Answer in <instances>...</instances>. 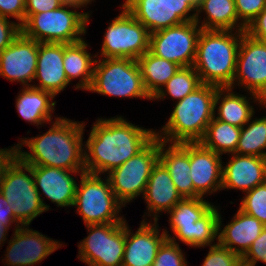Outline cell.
Instances as JSON below:
<instances>
[{"label":"cell","instance_id":"cell-1","mask_svg":"<svg viewBox=\"0 0 266 266\" xmlns=\"http://www.w3.org/2000/svg\"><path fill=\"white\" fill-rule=\"evenodd\" d=\"M96 120L84 142V165L90 174L107 175L155 137L156 129L139 127L123 116Z\"/></svg>","mask_w":266,"mask_h":266},{"label":"cell","instance_id":"cell-2","mask_svg":"<svg viewBox=\"0 0 266 266\" xmlns=\"http://www.w3.org/2000/svg\"><path fill=\"white\" fill-rule=\"evenodd\" d=\"M51 123L49 130L42 135L19 138L21 140L16 144V156L29 166L86 171L83 142L86 122L55 117ZM23 145L30 152L24 151Z\"/></svg>","mask_w":266,"mask_h":266},{"label":"cell","instance_id":"cell-3","mask_svg":"<svg viewBox=\"0 0 266 266\" xmlns=\"http://www.w3.org/2000/svg\"><path fill=\"white\" fill-rule=\"evenodd\" d=\"M243 32L202 29L193 64L202 84L232 86Z\"/></svg>","mask_w":266,"mask_h":266},{"label":"cell","instance_id":"cell-4","mask_svg":"<svg viewBox=\"0 0 266 266\" xmlns=\"http://www.w3.org/2000/svg\"><path fill=\"white\" fill-rule=\"evenodd\" d=\"M219 87L201 84L176 101L166 124L155 136L168 143L199 142L214 118V101Z\"/></svg>","mask_w":266,"mask_h":266},{"label":"cell","instance_id":"cell-5","mask_svg":"<svg viewBox=\"0 0 266 266\" xmlns=\"http://www.w3.org/2000/svg\"><path fill=\"white\" fill-rule=\"evenodd\" d=\"M170 230L164 229L167 239L186 246L204 248L216 245L219 229V207L204 198H182L168 213Z\"/></svg>","mask_w":266,"mask_h":266},{"label":"cell","instance_id":"cell-6","mask_svg":"<svg viewBox=\"0 0 266 266\" xmlns=\"http://www.w3.org/2000/svg\"><path fill=\"white\" fill-rule=\"evenodd\" d=\"M78 8L84 6L76 2L64 3L55 10L32 14L21 26V32L40 43L79 42L84 39L82 35L87 33L91 13L88 11L80 13L77 11Z\"/></svg>","mask_w":266,"mask_h":266},{"label":"cell","instance_id":"cell-7","mask_svg":"<svg viewBox=\"0 0 266 266\" xmlns=\"http://www.w3.org/2000/svg\"><path fill=\"white\" fill-rule=\"evenodd\" d=\"M77 184L73 206L86 225L121 223L125 207L115 196L108 177L83 173ZM120 214V215H119Z\"/></svg>","mask_w":266,"mask_h":266},{"label":"cell","instance_id":"cell-8","mask_svg":"<svg viewBox=\"0 0 266 266\" xmlns=\"http://www.w3.org/2000/svg\"><path fill=\"white\" fill-rule=\"evenodd\" d=\"M89 92L116 98L152 100L147 93L136 60L96 58Z\"/></svg>","mask_w":266,"mask_h":266},{"label":"cell","instance_id":"cell-9","mask_svg":"<svg viewBox=\"0 0 266 266\" xmlns=\"http://www.w3.org/2000/svg\"><path fill=\"white\" fill-rule=\"evenodd\" d=\"M0 192L11 205L21 226H30L38 215L46 212L35 186L32 166L23 163L17 156L4 171Z\"/></svg>","mask_w":266,"mask_h":266},{"label":"cell","instance_id":"cell-10","mask_svg":"<svg viewBox=\"0 0 266 266\" xmlns=\"http://www.w3.org/2000/svg\"><path fill=\"white\" fill-rule=\"evenodd\" d=\"M104 33L98 58H129L137 60L149 51L150 33L123 5Z\"/></svg>","mask_w":266,"mask_h":266},{"label":"cell","instance_id":"cell-11","mask_svg":"<svg viewBox=\"0 0 266 266\" xmlns=\"http://www.w3.org/2000/svg\"><path fill=\"white\" fill-rule=\"evenodd\" d=\"M159 161V138L154 137L140 152L107 174L116 198L126 206L145 193L149 176Z\"/></svg>","mask_w":266,"mask_h":266},{"label":"cell","instance_id":"cell-12","mask_svg":"<svg viewBox=\"0 0 266 266\" xmlns=\"http://www.w3.org/2000/svg\"><path fill=\"white\" fill-rule=\"evenodd\" d=\"M88 236L78 243L77 258L88 266H122L125 221L86 225Z\"/></svg>","mask_w":266,"mask_h":266},{"label":"cell","instance_id":"cell-13","mask_svg":"<svg viewBox=\"0 0 266 266\" xmlns=\"http://www.w3.org/2000/svg\"><path fill=\"white\" fill-rule=\"evenodd\" d=\"M202 28L195 21L183 22L150 34L149 51L180 67L193 66Z\"/></svg>","mask_w":266,"mask_h":266},{"label":"cell","instance_id":"cell-14","mask_svg":"<svg viewBox=\"0 0 266 266\" xmlns=\"http://www.w3.org/2000/svg\"><path fill=\"white\" fill-rule=\"evenodd\" d=\"M236 85L259 97L266 92V42L251 37L245 31L241 36L236 71L230 88L234 89Z\"/></svg>","mask_w":266,"mask_h":266},{"label":"cell","instance_id":"cell-15","mask_svg":"<svg viewBox=\"0 0 266 266\" xmlns=\"http://www.w3.org/2000/svg\"><path fill=\"white\" fill-rule=\"evenodd\" d=\"M5 257L8 266H36L64 244L30 229L29 226H14Z\"/></svg>","mask_w":266,"mask_h":266},{"label":"cell","instance_id":"cell-16","mask_svg":"<svg viewBox=\"0 0 266 266\" xmlns=\"http://www.w3.org/2000/svg\"><path fill=\"white\" fill-rule=\"evenodd\" d=\"M39 42L22 32L0 52V76L23 87L35 82ZM33 80V81H32Z\"/></svg>","mask_w":266,"mask_h":266},{"label":"cell","instance_id":"cell-17","mask_svg":"<svg viewBox=\"0 0 266 266\" xmlns=\"http://www.w3.org/2000/svg\"><path fill=\"white\" fill-rule=\"evenodd\" d=\"M148 220L142 219L135 233L130 230L125 220V249L122 266L153 265L158 249L167 237L164 229L160 234L158 222Z\"/></svg>","mask_w":266,"mask_h":266},{"label":"cell","instance_id":"cell-18","mask_svg":"<svg viewBox=\"0 0 266 266\" xmlns=\"http://www.w3.org/2000/svg\"><path fill=\"white\" fill-rule=\"evenodd\" d=\"M222 155L204 147L200 142H190V178L193 198H205L222 190Z\"/></svg>","mask_w":266,"mask_h":266},{"label":"cell","instance_id":"cell-19","mask_svg":"<svg viewBox=\"0 0 266 266\" xmlns=\"http://www.w3.org/2000/svg\"><path fill=\"white\" fill-rule=\"evenodd\" d=\"M86 171H70L48 166H32L36 189L46 211L50 206L44 203L43 193L57 207H73L78 182L71 173L81 176ZM75 179V180H74ZM42 193H41V191Z\"/></svg>","mask_w":266,"mask_h":266},{"label":"cell","instance_id":"cell-20","mask_svg":"<svg viewBox=\"0 0 266 266\" xmlns=\"http://www.w3.org/2000/svg\"><path fill=\"white\" fill-rule=\"evenodd\" d=\"M266 182V158L232 153L222 167V190L246 193Z\"/></svg>","mask_w":266,"mask_h":266},{"label":"cell","instance_id":"cell-21","mask_svg":"<svg viewBox=\"0 0 266 266\" xmlns=\"http://www.w3.org/2000/svg\"><path fill=\"white\" fill-rule=\"evenodd\" d=\"M64 43H40L38 46L37 67L31 85L35 88L51 92L54 96L64 91L70 84L64 67Z\"/></svg>","mask_w":266,"mask_h":266},{"label":"cell","instance_id":"cell-22","mask_svg":"<svg viewBox=\"0 0 266 266\" xmlns=\"http://www.w3.org/2000/svg\"><path fill=\"white\" fill-rule=\"evenodd\" d=\"M142 197L147 204V212L142 217L150 216L153 222H158L160 213H168L182 199L168 170L160 161L153 167Z\"/></svg>","mask_w":266,"mask_h":266},{"label":"cell","instance_id":"cell-23","mask_svg":"<svg viewBox=\"0 0 266 266\" xmlns=\"http://www.w3.org/2000/svg\"><path fill=\"white\" fill-rule=\"evenodd\" d=\"M218 220V243L241 257L266 227L256 217L244 213L239 208L231 222L224 227L221 214H219Z\"/></svg>","mask_w":266,"mask_h":266},{"label":"cell","instance_id":"cell-24","mask_svg":"<svg viewBox=\"0 0 266 266\" xmlns=\"http://www.w3.org/2000/svg\"><path fill=\"white\" fill-rule=\"evenodd\" d=\"M159 161L168 170L181 197L193 198V182L190 178V142L167 145L159 139Z\"/></svg>","mask_w":266,"mask_h":266},{"label":"cell","instance_id":"cell-25","mask_svg":"<svg viewBox=\"0 0 266 266\" xmlns=\"http://www.w3.org/2000/svg\"><path fill=\"white\" fill-rule=\"evenodd\" d=\"M247 94L249 97L235 93L230 87L218 88L214 101V118L242 128L255 114L251 102L260 104L258 95Z\"/></svg>","mask_w":266,"mask_h":266},{"label":"cell","instance_id":"cell-26","mask_svg":"<svg viewBox=\"0 0 266 266\" xmlns=\"http://www.w3.org/2000/svg\"><path fill=\"white\" fill-rule=\"evenodd\" d=\"M55 96L48 91H44L33 86H26L19 91L16 97L15 107L19 116L26 122L38 126L44 123L51 124L52 114L55 111Z\"/></svg>","mask_w":266,"mask_h":266},{"label":"cell","instance_id":"cell-27","mask_svg":"<svg viewBox=\"0 0 266 266\" xmlns=\"http://www.w3.org/2000/svg\"><path fill=\"white\" fill-rule=\"evenodd\" d=\"M205 18L201 21V13ZM195 22L205 30L245 31L239 21L234 0H199Z\"/></svg>","mask_w":266,"mask_h":266},{"label":"cell","instance_id":"cell-28","mask_svg":"<svg viewBox=\"0 0 266 266\" xmlns=\"http://www.w3.org/2000/svg\"><path fill=\"white\" fill-rule=\"evenodd\" d=\"M88 46L90 47L85 39L72 44L64 43L63 67L68 82L80 79L75 85V90L87 91L93 79L96 55L92 56L88 52Z\"/></svg>","mask_w":266,"mask_h":266},{"label":"cell","instance_id":"cell-29","mask_svg":"<svg viewBox=\"0 0 266 266\" xmlns=\"http://www.w3.org/2000/svg\"><path fill=\"white\" fill-rule=\"evenodd\" d=\"M122 5L148 29L150 34L184 22L161 0H125Z\"/></svg>","mask_w":266,"mask_h":266},{"label":"cell","instance_id":"cell-30","mask_svg":"<svg viewBox=\"0 0 266 266\" xmlns=\"http://www.w3.org/2000/svg\"><path fill=\"white\" fill-rule=\"evenodd\" d=\"M147 93L153 98L180 68L176 63L159 58L150 51L136 60Z\"/></svg>","mask_w":266,"mask_h":266},{"label":"cell","instance_id":"cell-31","mask_svg":"<svg viewBox=\"0 0 266 266\" xmlns=\"http://www.w3.org/2000/svg\"><path fill=\"white\" fill-rule=\"evenodd\" d=\"M240 134V127L213 118L199 142L217 154L230 155L236 151Z\"/></svg>","mask_w":266,"mask_h":266},{"label":"cell","instance_id":"cell-32","mask_svg":"<svg viewBox=\"0 0 266 266\" xmlns=\"http://www.w3.org/2000/svg\"><path fill=\"white\" fill-rule=\"evenodd\" d=\"M235 153L266 158V116H252L241 128Z\"/></svg>","mask_w":266,"mask_h":266},{"label":"cell","instance_id":"cell-33","mask_svg":"<svg viewBox=\"0 0 266 266\" xmlns=\"http://www.w3.org/2000/svg\"><path fill=\"white\" fill-rule=\"evenodd\" d=\"M201 84L199 75L193 66L180 67L165 83L162 89L152 98V101L164 100L167 96L171 97L173 100H182Z\"/></svg>","mask_w":266,"mask_h":266},{"label":"cell","instance_id":"cell-34","mask_svg":"<svg viewBox=\"0 0 266 266\" xmlns=\"http://www.w3.org/2000/svg\"><path fill=\"white\" fill-rule=\"evenodd\" d=\"M239 209L266 226V182L244 193Z\"/></svg>","mask_w":266,"mask_h":266},{"label":"cell","instance_id":"cell-35","mask_svg":"<svg viewBox=\"0 0 266 266\" xmlns=\"http://www.w3.org/2000/svg\"><path fill=\"white\" fill-rule=\"evenodd\" d=\"M178 243L166 239L159 247L152 266H189Z\"/></svg>","mask_w":266,"mask_h":266},{"label":"cell","instance_id":"cell-36","mask_svg":"<svg viewBox=\"0 0 266 266\" xmlns=\"http://www.w3.org/2000/svg\"><path fill=\"white\" fill-rule=\"evenodd\" d=\"M202 266H243L242 257L232 252L229 248L221 246L218 242L216 245L209 246Z\"/></svg>","mask_w":266,"mask_h":266},{"label":"cell","instance_id":"cell-37","mask_svg":"<svg viewBox=\"0 0 266 266\" xmlns=\"http://www.w3.org/2000/svg\"><path fill=\"white\" fill-rule=\"evenodd\" d=\"M234 2L237 17L246 28L266 7V0H234Z\"/></svg>","mask_w":266,"mask_h":266},{"label":"cell","instance_id":"cell-38","mask_svg":"<svg viewBox=\"0 0 266 266\" xmlns=\"http://www.w3.org/2000/svg\"><path fill=\"white\" fill-rule=\"evenodd\" d=\"M257 262L266 264V227L242 256L243 266H256Z\"/></svg>","mask_w":266,"mask_h":266},{"label":"cell","instance_id":"cell-39","mask_svg":"<svg viewBox=\"0 0 266 266\" xmlns=\"http://www.w3.org/2000/svg\"><path fill=\"white\" fill-rule=\"evenodd\" d=\"M173 13L184 22L195 21L197 0H161ZM192 11V13H191Z\"/></svg>","mask_w":266,"mask_h":266},{"label":"cell","instance_id":"cell-40","mask_svg":"<svg viewBox=\"0 0 266 266\" xmlns=\"http://www.w3.org/2000/svg\"><path fill=\"white\" fill-rule=\"evenodd\" d=\"M0 16L18 21V25L25 23V0H0Z\"/></svg>","mask_w":266,"mask_h":266},{"label":"cell","instance_id":"cell-41","mask_svg":"<svg viewBox=\"0 0 266 266\" xmlns=\"http://www.w3.org/2000/svg\"><path fill=\"white\" fill-rule=\"evenodd\" d=\"M0 16V52L7 48L21 33V26L17 22Z\"/></svg>","mask_w":266,"mask_h":266},{"label":"cell","instance_id":"cell-42","mask_svg":"<svg viewBox=\"0 0 266 266\" xmlns=\"http://www.w3.org/2000/svg\"><path fill=\"white\" fill-rule=\"evenodd\" d=\"M62 4V0H25V20L32 14L55 10Z\"/></svg>","mask_w":266,"mask_h":266},{"label":"cell","instance_id":"cell-43","mask_svg":"<svg viewBox=\"0 0 266 266\" xmlns=\"http://www.w3.org/2000/svg\"><path fill=\"white\" fill-rule=\"evenodd\" d=\"M245 32L259 41L266 42V7L249 24Z\"/></svg>","mask_w":266,"mask_h":266},{"label":"cell","instance_id":"cell-44","mask_svg":"<svg viewBox=\"0 0 266 266\" xmlns=\"http://www.w3.org/2000/svg\"><path fill=\"white\" fill-rule=\"evenodd\" d=\"M0 222H2L3 225L5 226H11L13 223H15L16 227H21V225L15 219L11 205L4 198L1 192H0Z\"/></svg>","mask_w":266,"mask_h":266},{"label":"cell","instance_id":"cell-45","mask_svg":"<svg viewBox=\"0 0 266 266\" xmlns=\"http://www.w3.org/2000/svg\"><path fill=\"white\" fill-rule=\"evenodd\" d=\"M16 157V145L8 148H0V181L3 178L6 167Z\"/></svg>","mask_w":266,"mask_h":266},{"label":"cell","instance_id":"cell-46","mask_svg":"<svg viewBox=\"0 0 266 266\" xmlns=\"http://www.w3.org/2000/svg\"><path fill=\"white\" fill-rule=\"evenodd\" d=\"M10 227L11 226H5L0 222V247H2L6 241Z\"/></svg>","mask_w":266,"mask_h":266},{"label":"cell","instance_id":"cell-47","mask_svg":"<svg viewBox=\"0 0 266 266\" xmlns=\"http://www.w3.org/2000/svg\"><path fill=\"white\" fill-rule=\"evenodd\" d=\"M261 109H266V92L260 97V104L258 105Z\"/></svg>","mask_w":266,"mask_h":266},{"label":"cell","instance_id":"cell-48","mask_svg":"<svg viewBox=\"0 0 266 266\" xmlns=\"http://www.w3.org/2000/svg\"><path fill=\"white\" fill-rule=\"evenodd\" d=\"M76 3H79V4H82L84 7L88 4L91 5L92 1H95V0H74Z\"/></svg>","mask_w":266,"mask_h":266},{"label":"cell","instance_id":"cell-49","mask_svg":"<svg viewBox=\"0 0 266 266\" xmlns=\"http://www.w3.org/2000/svg\"><path fill=\"white\" fill-rule=\"evenodd\" d=\"M64 3H74V0H62Z\"/></svg>","mask_w":266,"mask_h":266}]
</instances>
